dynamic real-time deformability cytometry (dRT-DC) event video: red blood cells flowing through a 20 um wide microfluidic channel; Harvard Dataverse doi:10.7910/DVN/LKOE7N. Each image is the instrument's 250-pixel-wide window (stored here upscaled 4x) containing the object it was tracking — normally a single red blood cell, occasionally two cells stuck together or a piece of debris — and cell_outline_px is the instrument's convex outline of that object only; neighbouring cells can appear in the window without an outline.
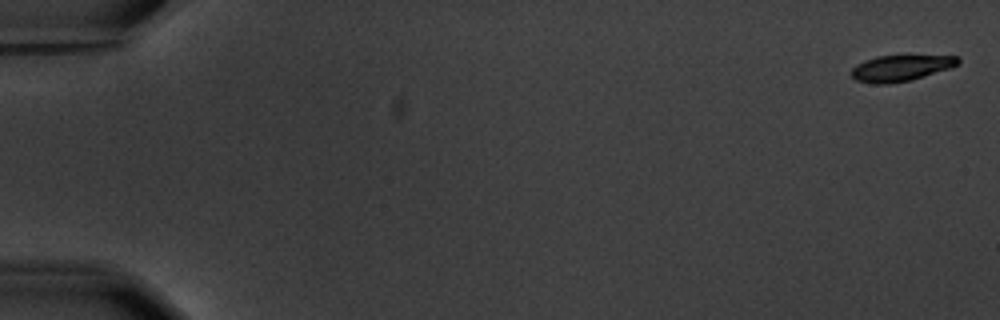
{"species": "common noctule bat (a hibernating species)", "species_latin": "Nyctalus noctula", "temperature_condition": "warm", "stored_images_in_passage": 6, "camera_frame_rate_fps": 3000, "um_per_image_px": 0.085, "animal": {"sex": "male", "body_mass_g": 20.1, "forearm_length_mm": 53.5}, "frame": {"image": 1, "passage_image": 1, "time_ms": 0.0, "image_size_px": [1000, 320], "cell_outline_px": [[960, 60], [952, 68], [912, 80], [888, 84], [872, 84], [856, 80], [848, 72], [856, 64], [864, 60], [876, 56], [956, 56]], "centroid_in_image_um": [76.51, 5.8], "position_along_channel_um": 8.5, "area_um2": 16.3}}
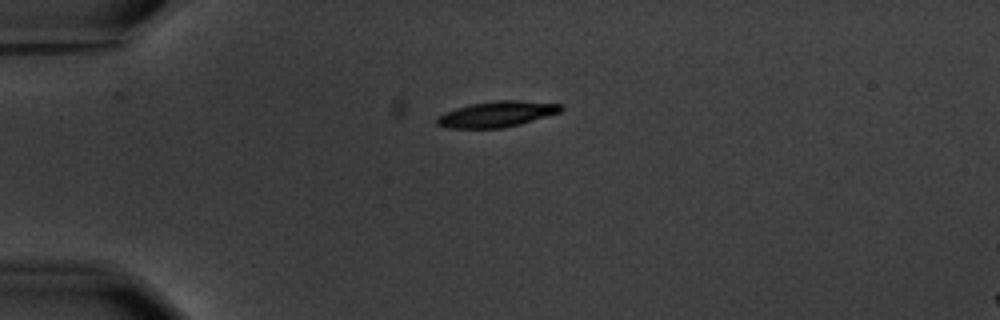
{"frame": {"image": 2, "passage_image": 5, "time_ms": 4.667, "image_size_px": [1000, 320], "cell_outline_px": [[564, 108], [560, 112], [520, 124], [500, 128], [448, 128], [436, 124], [436, 120], [444, 112], [456, 108], [472, 104], [496, 100], [520, 100], [560, 104]], "centroid_in_image_um": [42.23, 9.7], "position_along_channel_um": 42.8, "area_um2": 18.44}}